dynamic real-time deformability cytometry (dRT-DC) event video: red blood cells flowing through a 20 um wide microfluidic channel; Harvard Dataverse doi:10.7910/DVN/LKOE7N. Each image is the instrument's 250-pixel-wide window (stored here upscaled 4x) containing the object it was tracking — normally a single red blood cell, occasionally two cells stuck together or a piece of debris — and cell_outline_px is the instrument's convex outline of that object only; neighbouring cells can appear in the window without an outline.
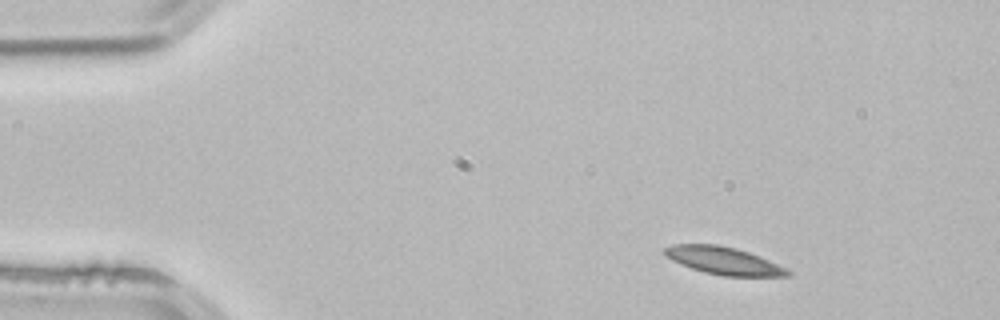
{"species": "common noctule bat (a hibernating species)", "species_latin": "Nyctalus noctula", "temperature_condition": "room temperature", "stored_images_in_passage": 3, "camera_frame_rate_fps": 3000, "um_per_image_px": 0.085, "animal": {"sex": "male", "body_mass_g": 21.5, "forearm_length_mm": 52.0}, "frame": {"image": 1, "passage_image": 1, "time_ms": 0.0, "image_size_px": [1000, 320], "cell_outline_px": [[792, 276], [724, 276], [704, 272], [680, 264], [664, 256], [664, 248], [672, 244], [716, 244], [736, 248], [760, 256], [792, 272]], "centroid_in_image_um": [61.48, 22.15], "position_along_channel_um": 23.5, "area_um2": 19.65}}
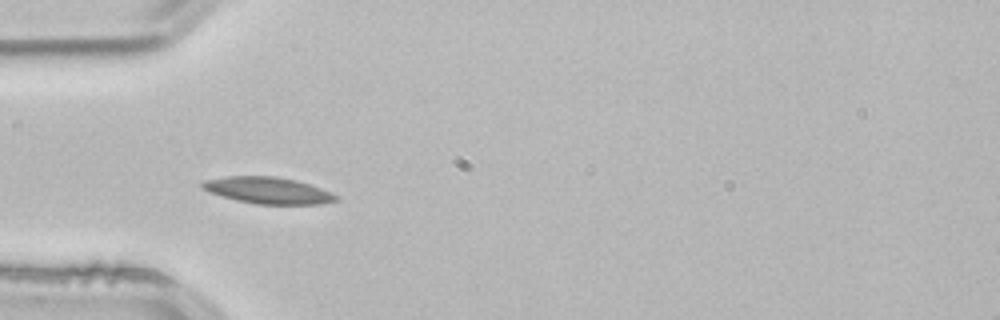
{"frame": {"image": 2, "passage_image": 3, "time_ms": 0.667, "image_size_px": [1000, 320], "cell_outline_px": [[340, 200], [324, 204], [256, 204], [236, 200], [208, 192], [200, 188], [200, 184], [204, 180], [224, 176], [276, 176], [296, 180], [320, 188], [336, 196]], "centroid_in_image_um": [22.72, 16.18], "position_along_channel_um": 62.3, "area_um2": 20.75}}